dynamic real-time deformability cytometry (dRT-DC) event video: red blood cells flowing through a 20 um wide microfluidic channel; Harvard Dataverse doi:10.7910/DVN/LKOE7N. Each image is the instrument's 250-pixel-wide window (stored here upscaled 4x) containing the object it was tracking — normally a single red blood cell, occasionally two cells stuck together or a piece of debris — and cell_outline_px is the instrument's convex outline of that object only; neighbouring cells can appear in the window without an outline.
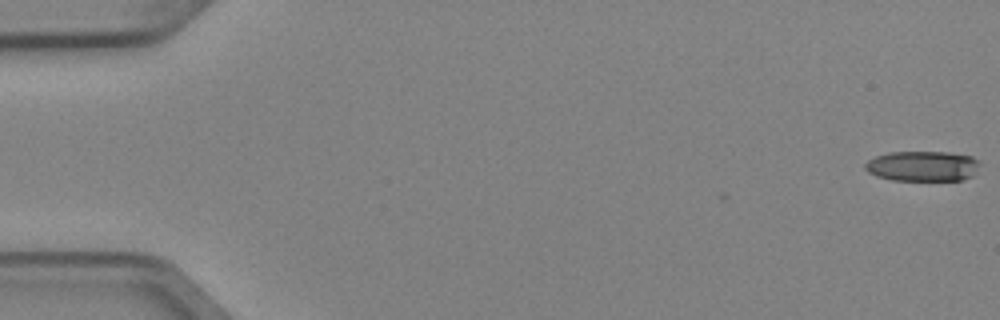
{"species": "Egyptian fruit bat (a non-hibernating species)", "species_latin": "Rousettus aegyptiacus", "temperature_condition": "cold", "stored_images_in_passage": 6, "camera_frame_rate_fps": 3000, "um_per_image_px": 0.085, "animal": {"sex": "female"}, "frame": {"image": 1, "passage_image": 1, "time_ms": 0.0, "image_size_px": [1000, 320], "cell_outline_px": [[980, 160], [972, 176], [964, 180], [892, 180], [876, 176], [868, 172], [864, 168], [864, 164], [868, 160], [876, 156], [888, 152], [948, 152], [972, 156]], "centroid_in_image_um": [78.4, 14.11], "position_along_channel_um": 6.6, "area_um2": 20.29}}
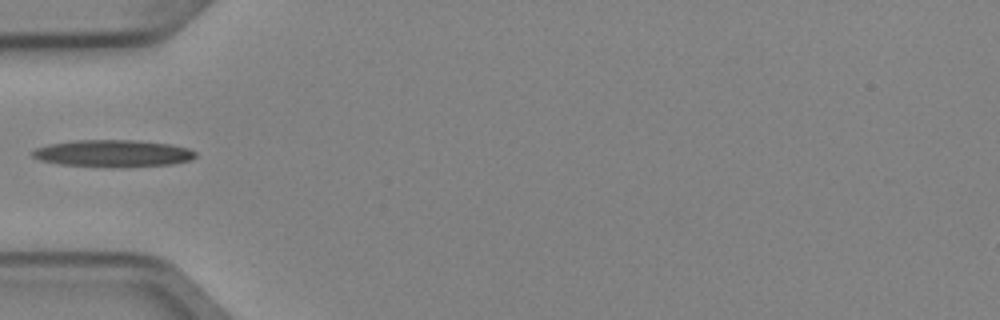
{"frame": {"image": 2, "passage_image": 5, "time_ms": 1.333, "image_size_px": [1000, 320], "cell_outline_px": [[196, 156], [188, 160], [172, 164], [128, 168], [112, 168], [60, 164], [40, 160], [32, 156], [32, 152], [36, 148], [48, 144], [76, 140], [132, 140], [168, 144], [188, 148], [196, 152]], "centroid_in_image_um": [9.59, 13.06], "position_along_channel_um": 75.4, "area_um2": 25.89}}
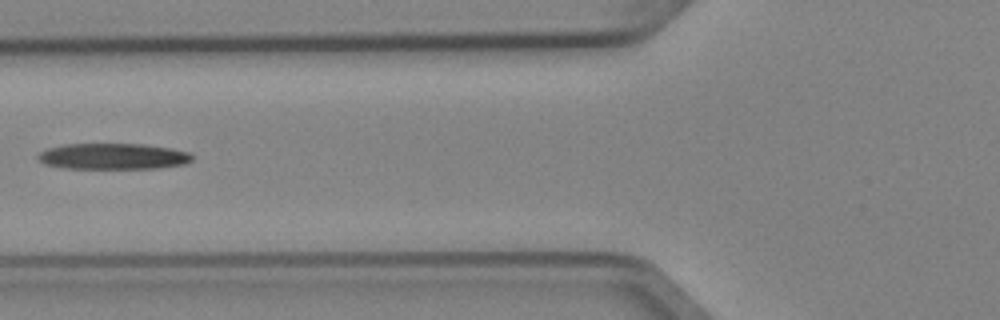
{"frame": {"image": 3, "passage_image": 6, "time_ms": 1.667, "image_size_px": [1000, 320], "cell_outline_px": [[192, 160], [184, 164], [160, 168], [64, 168], [44, 164], [36, 156], [40, 152], [48, 148], [64, 144], [144, 144], [172, 148], [188, 152], [192, 156]], "centroid_in_image_um": [9.61, 13.28], "position_along_channel_um": 116.2, "area_um2": 23.35}}